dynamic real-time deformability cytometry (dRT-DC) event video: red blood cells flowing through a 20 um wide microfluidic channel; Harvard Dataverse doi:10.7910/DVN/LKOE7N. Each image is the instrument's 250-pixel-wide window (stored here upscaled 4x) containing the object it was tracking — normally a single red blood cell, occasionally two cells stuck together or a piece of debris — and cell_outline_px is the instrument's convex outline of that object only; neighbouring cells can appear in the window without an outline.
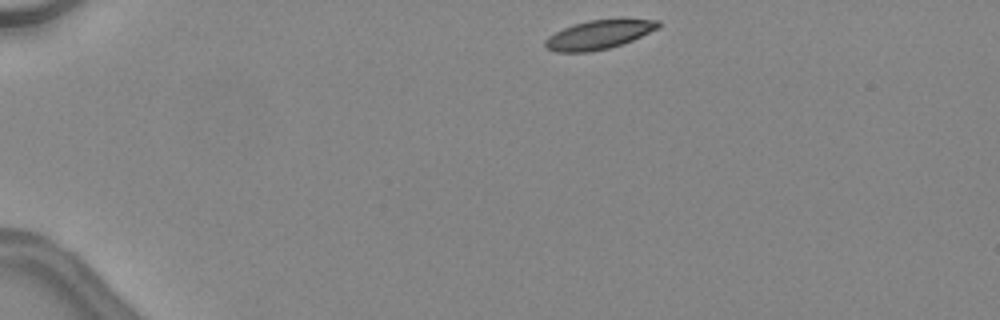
{"species": "common noctule bat (a hibernating species)", "species_latin": "Nyctalus noctula", "temperature_condition": "warm", "stored_images_in_passage": 6, "camera_frame_rate_fps": 3000, "um_per_image_px": 0.085, "animal": {"sex": "female", "body_mass_g": 24.6, "forearm_length_mm": 56.2}, "frame": {"image": 1, "passage_image": 1, "time_ms": 0.0, "image_size_px": [1000, 320], "cell_outline_px": [[660, 28], [624, 44], [608, 48], [588, 52], [556, 52], [548, 48], [544, 44], [544, 40], [548, 36], [564, 28], [588, 20], [660, 20]], "centroid_in_image_um": [50.91, 2.96], "position_along_channel_um": 34.1, "area_um2": 18.79}}